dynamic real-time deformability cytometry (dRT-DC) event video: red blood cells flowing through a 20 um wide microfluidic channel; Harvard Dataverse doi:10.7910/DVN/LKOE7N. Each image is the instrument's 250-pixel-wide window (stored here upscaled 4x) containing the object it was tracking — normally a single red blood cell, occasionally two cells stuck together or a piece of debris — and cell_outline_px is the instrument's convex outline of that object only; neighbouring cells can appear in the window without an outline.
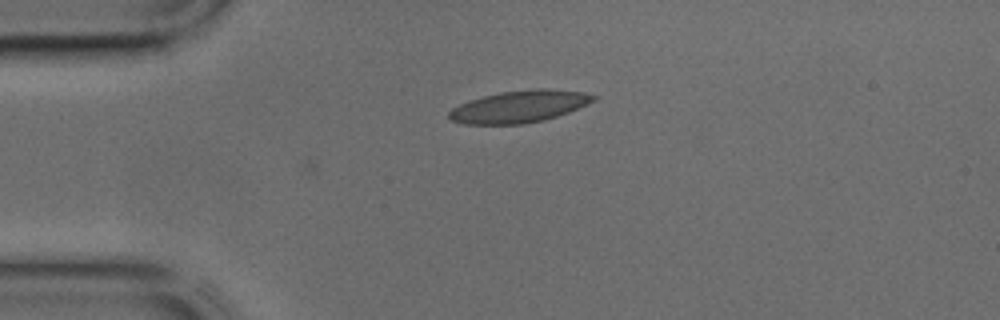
{"species": "common noctule bat (a hibernating species)", "species_latin": "Nyctalus noctula", "temperature_condition": "cold", "stored_images_in_passage": 3, "camera_frame_rate_fps": 3000, "um_per_image_px": 0.085, "animal": {"sex": "male", "body_mass_g": 17.9, "forearm_length_mm": 54.2}, "frame": {"image": 1, "passage_image": 3, "time_ms": 0.667, "image_size_px": [1000, 320], "cell_outline_px": [[596, 100], [588, 104], [568, 112], [544, 120], [524, 124], [464, 124], [452, 120], [448, 116], [448, 112], [452, 108], [460, 104], [484, 96], [500, 92], [540, 88], [544, 88], [584, 92], [596, 96]], "centroid_in_image_um": [44.16, 9.06], "position_along_channel_um": 40.8, "area_um2": 26.76}}